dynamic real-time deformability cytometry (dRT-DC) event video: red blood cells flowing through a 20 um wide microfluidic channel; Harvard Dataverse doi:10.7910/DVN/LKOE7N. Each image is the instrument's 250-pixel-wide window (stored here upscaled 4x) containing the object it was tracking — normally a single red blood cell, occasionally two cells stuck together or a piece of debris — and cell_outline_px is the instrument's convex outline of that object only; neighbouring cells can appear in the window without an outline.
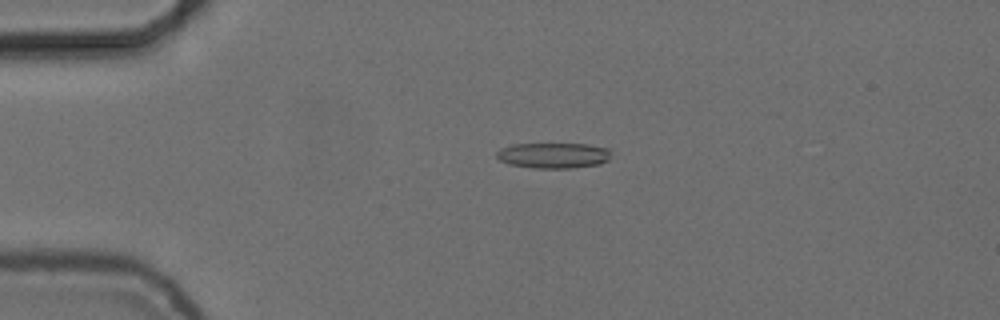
{"species": "common noctule bat (a hibernating species)", "species_latin": "Nyctalus noctula", "temperature_condition": "cold", "stored_images_in_passage": 45, "camera_frame_rate_fps": 3000, "um_per_image_px": 0.085, "animal": {"sex": "female", "body_mass_g": 24.6, "forearm_length_mm": 56.2}, "frame": {"image": 1, "passage_image": 2, "time_ms": 0.333, "image_size_px": [1000, 320], "cell_outline_px": [[612, 152], [608, 160], [600, 164], [572, 168], [532, 168], [508, 164], [500, 160], [496, 156], [496, 152], [500, 148], [512, 144], [588, 144], [608, 148]], "centroid_in_image_um": [47.04, 13.21], "position_along_channel_um": 38.0, "area_um2": 17.22}}
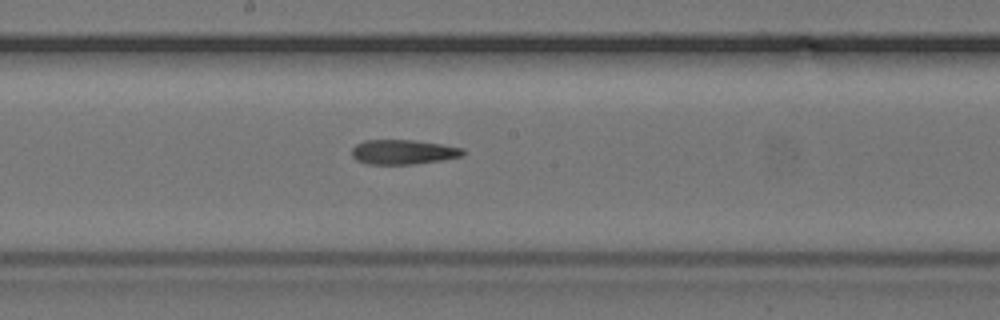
{"frame": {"image": 2, "passage_image": 19, "time_ms": 6.0, "image_size_px": [1000, 320], "cell_outline_px": [[464, 156], [440, 160], [412, 164], [368, 164], [356, 160], [352, 156], [352, 148], [356, 144], [364, 140], [416, 140], [464, 148]], "centroid_in_image_um": [34.26, 12.91], "position_along_channel_um": 213.9, "area_um2": 15.95}}
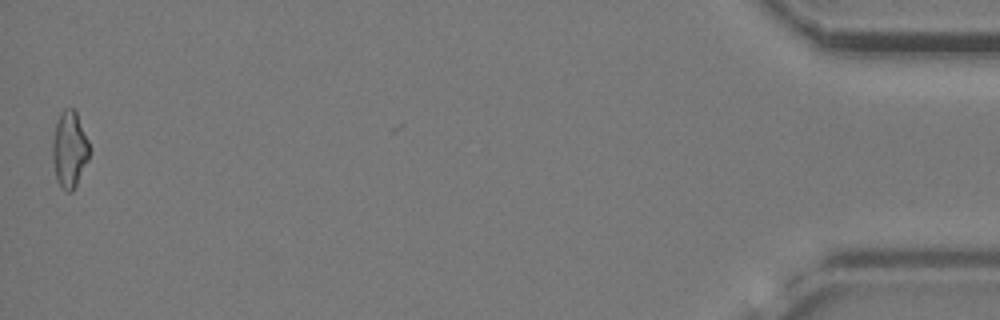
{"frame": {"image": 3, "passage_image": 44, "time_ms": 14.333, "image_size_px": [1000, 320], "cell_outline_px": [[88, 160], [72, 192], [68, 192], [60, 188], [56, 180], [52, 160], [52, 140], [56, 124], [60, 112], [64, 108], [72, 108], [76, 112], [88, 140]], "centroid_in_image_um": [5.87, 12.72], "position_along_channel_um": 429.3, "area_um2": 16.36}, "authors_computed_cell_mechanics": {"area_um2": 16.473, "velocity_mm_per_s": 3.7246, "shape_relaxation_time_tau1_ms": null, "shape_relaxation_time_tau2_ms": 8.271, "deformation_change_tau1": null, "deformation_change_tau2": 0.191}}